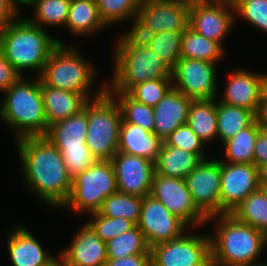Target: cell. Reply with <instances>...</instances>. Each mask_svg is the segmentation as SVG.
Instances as JSON below:
<instances>
[{
  "label": "cell",
  "mask_w": 267,
  "mask_h": 266,
  "mask_svg": "<svg viewBox=\"0 0 267 266\" xmlns=\"http://www.w3.org/2000/svg\"><path fill=\"white\" fill-rule=\"evenodd\" d=\"M217 64L180 58L171 69L173 88L191 100H208L218 96ZM218 81V82H217Z\"/></svg>",
  "instance_id": "obj_11"
},
{
  "label": "cell",
  "mask_w": 267,
  "mask_h": 266,
  "mask_svg": "<svg viewBox=\"0 0 267 266\" xmlns=\"http://www.w3.org/2000/svg\"><path fill=\"white\" fill-rule=\"evenodd\" d=\"M141 39L172 69L181 58L182 33L163 31L152 35H133Z\"/></svg>",
  "instance_id": "obj_33"
},
{
  "label": "cell",
  "mask_w": 267,
  "mask_h": 266,
  "mask_svg": "<svg viewBox=\"0 0 267 266\" xmlns=\"http://www.w3.org/2000/svg\"><path fill=\"white\" fill-rule=\"evenodd\" d=\"M105 27L109 28L101 19L96 0H71L64 29L72 36H93Z\"/></svg>",
  "instance_id": "obj_25"
},
{
  "label": "cell",
  "mask_w": 267,
  "mask_h": 266,
  "mask_svg": "<svg viewBox=\"0 0 267 266\" xmlns=\"http://www.w3.org/2000/svg\"><path fill=\"white\" fill-rule=\"evenodd\" d=\"M90 62L74 45L59 44L50 54L38 77L48 86L80 93L90 100L100 96L106 90L107 83L102 80L97 91L91 88L97 75L96 68ZM92 90L97 93H92Z\"/></svg>",
  "instance_id": "obj_6"
},
{
  "label": "cell",
  "mask_w": 267,
  "mask_h": 266,
  "mask_svg": "<svg viewBox=\"0 0 267 266\" xmlns=\"http://www.w3.org/2000/svg\"><path fill=\"white\" fill-rule=\"evenodd\" d=\"M260 180H267V163L260 168Z\"/></svg>",
  "instance_id": "obj_50"
},
{
  "label": "cell",
  "mask_w": 267,
  "mask_h": 266,
  "mask_svg": "<svg viewBox=\"0 0 267 266\" xmlns=\"http://www.w3.org/2000/svg\"><path fill=\"white\" fill-rule=\"evenodd\" d=\"M14 143L27 190L49 206L61 209L72 187L61 152L46 136L23 137Z\"/></svg>",
  "instance_id": "obj_1"
},
{
  "label": "cell",
  "mask_w": 267,
  "mask_h": 266,
  "mask_svg": "<svg viewBox=\"0 0 267 266\" xmlns=\"http://www.w3.org/2000/svg\"><path fill=\"white\" fill-rule=\"evenodd\" d=\"M121 123L119 105L107 90L88 100L86 145L96 160H111L117 153Z\"/></svg>",
  "instance_id": "obj_7"
},
{
  "label": "cell",
  "mask_w": 267,
  "mask_h": 266,
  "mask_svg": "<svg viewBox=\"0 0 267 266\" xmlns=\"http://www.w3.org/2000/svg\"><path fill=\"white\" fill-rule=\"evenodd\" d=\"M144 234L137 225L106 242L107 259H120L135 254H151Z\"/></svg>",
  "instance_id": "obj_34"
},
{
  "label": "cell",
  "mask_w": 267,
  "mask_h": 266,
  "mask_svg": "<svg viewBox=\"0 0 267 266\" xmlns=\"http://www.w3.org/2000/svg\"><path fill=\"white\" fill-rule=\"evenodd\" d=\"M234 6L229 1H201L190 6L189 28L197 34L218 42L224 40L236 25Z\"/></svg>",
  "instance_id": "obj_14"
},
{
  "label": "cell",
  "mask_w": 267,
  "mask_h": 266,
  "mask_svg": "<svg viewBox=\"0 0 267 266\" xmlns=\"http://www.w3.org/2000/svg\"><path fill=\"white\" fill-rule=\"evenodd\" d=\"M265 261L262 260V261H259V262H256V263H252L250 265H245V266H267V260H265Z\"/></svg>",
  "instance_id": "obj_53"
},
{
  "label": "cell",
  "mask_w": 267,
  "mask_h": 266,
  "mask_svg": "<svg viewBox=\"0 0 267 266\" xmlns=\"http://www.w3.org/2000/svg\"><path fill=\"white\" fill-rule=\"evenodd\" d=\"M117 191L111 160H96L87 170L72 178L69 198L60 210L89 215L98 212L105 198Z\"/></svg>",
  "instance_id": "obj_8"
},
{
  "label": "cell",
  "mask_w": 267,
  "mask_h": 266,
  "mask_svg": "<svg viewBox=\"0 0 267 266\" xmlns=\"http://www.w3.org/2000/svg\"><path fill=\"white\" fill-rule=\"evenodd\" d=\"M260 187V169L254 164L221 161L220 214L231 213Z\"/></svg>",
  "instance_id": "obj_16"
},
{
  "label": "cell",
  "mask_w": 267,
  "mask_h": 266,
  "mask_svg": "<svg viewBox=\"0 0 267 266\" xmlns=\"http://www.w3.org/2000/svg\"><path fill=\"white\" fill-rule=\"evenodd\" d=\"M201 1H229V2H233V0H200Z\"/></svg>",
  "instance_id": "obj_55"
},
{
  "label": "cell",
  "mask_w": 267,
  "mask_h": 266,
  "mask_svg": "<svg viewBox=\"0 0 267 266\" xmlns=\"http://www.w3.org/2000/svg\"><path fill=\"white\" fill-rule=\"evenodd\" d=\"M256 120L255 114L242 107L231 106L217 100V139L219 143L231 139Z\"/></svg>",
  "instance_id": "obj_28"
},
{
  "label": "cell",
  "mask_w": 267,
  "mask_h": 266,
  "mask_svg": "<svg viewBox=\"0 0 267 266\" xmlns=\"http://www.w3.org/2000/svg\"><path fill=\"white\" fill-rule=\"evenodd\" d=\"M22 75L0 52V93L6 91L12 86Z\"/></svg>",
  "instance_id": "obj_43"
},
{
  "label": "cell",
  "mask_w": 267,
  "mask_h": 266,
  "mask_svg": "<svg viewBox=\"0 0 267 266\" xmlns=\"http://www.w3.org/2000/svg\"><path fill=\"white\" fill-rule=\"evenodd\" d=\"M234 16L267 33V0H233Z\"/></svg>",
  "instance_id": "obj_40"
},
{
  "label": "cell",
  "mask_w": 267,
  "mask_h": 266,
  "mask_svg": "<svg viewBox=\"0 0 267 266\" xmlns=\"http://www.w3.org/2000/svg\"><path fill=\"white\" fill-rule=\"evenodd\" d=\"M9 232L6 250L12 266H46L55 258L23 224Z\"/></svg>",
  "instance_id": "obj_20"
},
{
  "label": "cell",
  "mask_w": 267,
  "mask_h": 266,
  "mask_svg": "<svg viewBox=\"0 0 267 266\" xmlns=\"http://www.w3.org/2000/svg\"><path fill=\"white\" fill-rule=\"evenodd\" d=\"M68 247L59 250L68 266H104L107 261L106 242L92 227L83 223Z\"/></svg>",
  "instance_id": "obj_19"
},
{
  "label": "cell",
  "mask_w": 267,
  "mask_h": 266,
  "mask_svg": "<svg viewBox=\"0 0 267 266\" xmlns=\"http://www.w3.org/2000/svg\"><path fill=\"white\" fill-rule=\"evenodd\" d=\"M201 161L195 153L168 146L163 142L155 171L162 176L184 179Z\"/></svg>",
  "instance_id": "obj_27"
},
{
  "label": "cell",
  "mask_w": 267,
  "mask_h": 266,
  "mask_svg": "<svg viewBox=\"0 0 267 266\" xmlns=\"http://www.w3.org/2000/svg\"><path fill=\"white\" fill-rule=\"evenodd\" d=\"M190 6L170 0H142L132 35H152L163 31L184 33L189 28Z\"/></svg>",
  "instance_id": "obj_9"
},
{
  "label": "cell",
  "mask_w": 267,
  "mask_h": 266,
  "mask_svg": "<svg viewBox=\"0 0 267 266\" xmlns=\"http://www.w3.org/2000/svg\"><path fill=\"white\" fill-rule=\"evenodd\" d=\"M226 51L218 42L197 34L191 28L182 33L181 58L218 64L227 55Z\"/></svg>",
  "instance_id": "obj_30"
},
{
  "label": "cell",
  "mask_w": 267,
  "mask_h": 266,
  "mask_svg": "<svg viewBox=\"0 0 267 266\" xmlns=\"http://www.w3.org/2000/svg\"><path fill=\"white\" fill-rule=\"evenodd\" d=\"M11 0H0V30L22 14Z\"/></svg>",
  "instance_id": "obj_46"
},
{
  "label": "cell",
  "mask_w": 267,
  "mask_h": 266,
  "mask_svg": "<svg viewBox=\"0 0 267 266\" xmlns=\"http://www.w3.org/2000/svg\"><path fill=\"white\" fill-rule=\"evenodd\" d=\"M150 251L152 266H212L208 232L196 235L188 231L180 238L151 247Z\"/></svg>",
  "instance_id": "obj_10"
},
{
  "label": "cell",
  "mask_w": 267,
  "mask_h": 266,
  "mask_svg": "<svg viewBox=\"0 0 267 266\" xmlns=\"http://www.w3.org/2000/svg\"><path fill=\"white\" fill-rule=\"evenodd\" d=\"M104 266H152L151 254H135L120 259H107Z\"/></svg>",
  "instance_id": "obj_44"
},
{
  "label": "cell",
  "mask_w": 267,
  "mask_h": 266,
  "mask_svg": "<svg viewBox=\"0 0 267 266\" xmlns=\"http://www.w3.org/2000/svg\"><path fill=\"white\" fill-rule=\"evenodd\" d=\"M264 91L267 93V73H265V90Z\"/></svg>",
  "instance_id": "obj_54"
},
{
  "label": "cell",
  "mask_w": 267,
  "mask_h": 266,
  "mask_svg": "<svg viewBox=\"0 0 267 266\" xmlns=\"http://www.w3.org/2000/svg\"><path fill=\"white\" fill-rule=\"evenodd\" d=\"M172 87L171 78H158L137 84L127 93L142 104L155 107Z\"/></svg>",
  "instance_id": "obj_38"
},
{
  "label": "cell",
  "mask_w": 267,
  "mask_h": 266,
  "mask_svg": "<svg viewBox=\"0 0 267 266\" xmlns=\"http://www.w3.org/2000/svg\"><path fill=\"white\" fill-rule=\"evenodd\" d=\"M267 163V131L261 130L255 140L253 164L261 168Z\"/></svg>",
  "instance_id": "obj_45"
},
{
  "label": "cell",
  "mask_w": 267,
  "mask_h": 266,
  "mask_svg": "<svg viewBox=\"0 0 267 266\" xmlns=\"http://www.w3.org/2000/svg\"><path fill=\"white\" fill-rule=\"evenodd\" d=\"M70 2L71 0H32L27 6H31L33 14L26 18L43 29L46 26L63 28L66 25Z\"/></svg>",
  "instance_id": "obj_31"
},
{
  "label": "cell",
  "mask_w": 267,
  "mask_h": 266,
  "mask_svg": "<svg viewBox=\"0 0 267 266\" xmlns=\"http://www.w3.org/2000/svg\"><path fill=\"white\" fill-rule=\"evenodd\" d=\"M227 78L222 94L217 100L231 106L242 107L255 115L265 90V72H254L243 68H234ZM224 93V94H223ZM220 97V98H219Z\"/></svg>",
  "instance_id": "obj_18"
},
{
  "label": "cell",
  "mask_w": 267,
  "mask_h": 266,
  "mask_svg": "<svg viewBox=\"0 0 267 266\" xmlns=\"http://www.w3.org/2000/svg\"><path fill=\"white\" fill-rule=\"evenodd\" d=\"M114 44L113 74L106 83L108 92L127 93L132 87L148 80L171 78V69L141 39L128 30Z\"/></svg>",
  "instance_id": "obj_2"
},
{
  "label": "cell",
  "mask_w": 267,
  "mask_h": 266,
  "mask_svg": "<svg viewBox=\"0 0 267 266\" xmlns=\"http://www.w3.org/2000/svg\"><path fill=\"white\" fill-rule=\"evenodd\" d=\"M255 116L261 129L267 131V93L265 91L261 96Z\"/></svg>",
  "instance_id": "obj_47"
},
{
  "label": "cell",
  "mask_w": 267,
  "mask_h": 266,
  "mask_svg": "<svg viewBox=\"0 0 267 266\" xmlns=\"http://www.w3.org/2000/svg\"><path fill=\"white\" fill-rule=\"evenodd\" d=\"M197 208L208 218L220 215L221 161L209 157L202 160L185 178Z\"/></svg>",
  "instance_id": "obj_13"
},
{
  "label": "cell",
  "mask_w": 267,
  "mask_h": 266,
  "mask_svg": "<svg viewBox=\"0 0 267 266\" xmlns=\"http://www.w3.org/2000/svg\"><path fill=\"white\" fill-rule=\"evenodd\" d=\"M259 188L262 190V192L267 197V180H260V187Z\"/></svg>",
  "instance_id": "obj_51"
},
{
  "label": "cell",
  "mask_w": 267,
  "mask_h": 266,
  "mask_svg": "<svg viewBox=\"0 0 267 266\" xmlns=\"http://www.w3.org/2000/svg\"><path fill=\"white\" fill-rule=\"evenodd\" d=\"M44 113L48 127L80 112L88 101L80 93L48 86L40 81Z\"/></svg>",
  "instance_id": "obj_23"
},
{
  "label": "cell",
  "mask_w": 267,
  "mask_h": 266,
  "mask_svg": "<svg viewBox=\"0 0 267 266\" xmlns=\"http://www.w3.org/2000/svg\"><path fill=\"white\" fill-rule=\"evenodd\" d=\"M87 127L88 101L77 114L51 124L45 136L55 147L81 146L86 144Z\"/></svg>",
  "instance_id": "obj_24"
},
{
  "label": "cell",
  "mask_w": 267,
  "mask_h": 266,
  "mask_svg": "<svg viewBox=\"0 0 267 266\" xmlns=\"http://www.w3.org/2000/svg\"><path fill=\"white\" fill-rule=\"evenodd\" d=\"M117 101L122 114V123H133L154 133L153 107L133 99L128 93L109 92Z\"/></svg>",
  "instance_id": "obj_36"
},
{
  "label": "cell",
  "mask_w": 267,
  "mask_h": 266,
  "mask_svg": "<svg viewBox=\"0 0 267 266\" xmlns=\"http://www.w3.org/2000/svg\"><path fill=\"white\" fill-rule=\"evenodd\" d=\"M118 192L145 197L149 195L155 163L139 156L117 151L111 159Z\"/></svg>",
  "instance_id": "obj_17"
},
{
  "label": "cell",
  "mask_w": 267,
  "mask_h": 266,
  "mask_svg": "<svg viewBox=\"0 0 267 266\" xmlns=\"http://www.w3.org/2000/svg\"><path fill=\"white\" fill-rule=\"evenodd\" d=\"M56 148L61 152L63 161L72 178L87 170L96 161L86 144Z\"/></svg>",
  "instance_id": "obj_42"
},
{
  "label": "cell",
  "mask_w": 267,
  "mask_h": 266,
  "mask_svg": "<svg viewBox=\"0 0 267 266\" xmlns=\"http://www.w3.org/2000/svg\"><path fill=\"white\" fill-rule=\"evenodd\" d=\"M143 197L137 195L116 192L105 198L101 209L98 211L102 216L113 218H125L137 225Z\"/></svg>",
  "instance_id": "obj_35"
},
{
  "label": "cell",
  "mask_w": 267,
  "mask_h": 266,
  "mask_svg": "<svg viewBox=\"0 0 267 266\" xmlns=\"http://www.w3.org/2000/svg\"><path fill=\"white\" fill-rule=\"evenodd\" d=\"M191 102L172 87L153 107L154 133L164 141L175 129L186 124Z\"/></svg>",
  "instance_id": "obj_21"
},
{
  "label": "cell",
  "mask_w": 267,
  "mask_h": 266,
  "mask_svg": "<svg viewBox=\"0 0 267 266\" xmlns=\"http://www.w3.org/2000/svg\"><path fill=\"white\" fill-rule=\"evenodd\" d=\"M215 224L211 231L212 266H245L260 260L266 246L265 234L240 222L230 213L208 217Z\"/></svg>",
  "instance_id": "obj_3"
},
{
  "label": "cell",
  "mask_w": 267,
  "mask_h": 266,
  "mask_svg": "<svg viewBox=\"0 0 267 266\" xmlns=\"http://www.w3.org/2000/svg\"><path fill=\"white\" fill-rule=\"evenodd\" d=\"M137 226L149 247L180 238L190 228L152 195L143 197Z\"/></svg>",
  "instance_id": "obj_15"
},
{
  "label": "cell",
  "mask_w": 267,
  "mask_h": 266,
  "mask_svg": "<svg viewBox=\"0 0 267 266\" xmlns=\"http://www.w3.org/2000/svg\"><path fill=\"white\" fill-rule=\"evenodd\" d=\"M230 214L267 234V197L260 188L248 195Z\"/></svg>",
  "instance_id": "obj_32"
},
{
  "label": "cell",
  "mask_w": 267,
  "mask_h": 266,
  "mask_svg": "<svg viewBox=\"0 0 267 266\" xmlns=\"http://www.w3.org/2000/svg\"><path fill=\"white\" fill-rule=\"evenodd\" d=\"M187 125L207 144H214L217 139V98L192 100L189 108Z\"/></svg>",
  "instance_id": "obj_26"
},
{
  "label": "cell",
  "mask_w": 267,
  "mask_h": 266,
  "mask_svg": "<svg viewBox=\"0 0 267 266\" xmlns=\"http://www.w3.org/2000/svg\"><path fill=\"white\" fill-rule=\"evenodd\" d=\"M261 130L255 120L249 127L238 132L222 144L224 156L222 155V159L219 160L226 163L253 164L254 144Z\"/></svg>",
  "instance_id": "obj_29"
},
{
  "label": "cell",
  "mask_w": 267,
  "mask_h": 266,
  "mask_svg": "<svg viewBox=\"0 0 267 266\" xmlns=\"http://www.w3.org/2000/svg\"><path fill=\"white\" fill-rule=\"evenodd\" d=\"M19 10H21L20 7H27V5L32 1V0H11Z\"/></svg>",
  "instance_id": "obj_49"
},
{
  "label": "cell",
  "mask_w": 267,
  "mask_h": 266,
  "mask_svg": "<svg viewBox=\"0 0 267 266\" xmlns=\"http://www.w3.org/2000/svg\"><path fill=\"white\" fill-rule=\"evenodd\" d=\"M265 242H266V246H267V234H265Z\"/></svg>",
  "instance_id": "obj_56"
},
{
  "label": "cell",
  "mask_w": 267,
  "mask_h": 266,
  "mask_svg": "<svg viewBox=\"0 0 267 266\" xmlns=\"http://www.w3.org/2000/svg\"><path fill=\"white\" fill-rule=\"evenodd\" d=\"M21 76L4 91L0 104V121L13 132L14 140L29 136H45L48 131L44 113L40 79Z\"/></svg>",
  "instance_id": "obj_5"
},
{
  "label": "cell",
  "mask_w": 267,
  "mask_h": 266,
  "mask_svg": "<svg viewBox=\"0 0 267 266\" xmlns=\"http://www.w3.org/2000/svg\"><path fill=\"white\" fill-rule=\"evenodd\" d=\"M46 30L22 15L0 30V52L22 76L30 69L38 77L52 51L59 44H65Z\"/></svg>",
  "instance_id": "obj_4"
},
{
  "label": "cell",
  "mask_w": 267,
  "mask_h": 266,
  "mask_svg": "<svg viewBox=\"0 0 267 266\" xmlns=\"http://www.w3.org/2000/svg\"><path fill=\"white\" fill-rule=\"evenodd\" d=\"M150 195L159 200L190 229L205 226L208 218L194 204L184 179L162 176L155 172Z\"/></svg>",
  "instance_id": "obj_12"
},
{
  "label": "cell",
  "mask_w": 267,
  "mask_h": 266,
  "mask_svg": "<svg viewBox=\"0 0 267 266\" xmlns=\"http://www.w3.org/2000/svg\"><path fill=\"white\" fill-rule=\"evenodd\" d=\"M170 1H177V2H180V3H184V4H187L189 6L197 3V2H200V0H170Z\"/></svg>",
  "instance_id": "obj_52"
},
{
  "label": "cell",
  "mask_w": 267,
  "mask_h": 266,
  "mask_svg": "<svg viewBox=\"0 0 267 266\" xmlns=\"http://www.w3.org/2000/svg\"><path fill=\"white\" fill-rule=\"evenodd\" d=\"M46 266H68L65 259L59 254L56 255Z\"/></svg>",
  "instance_id": "obj_48"
},
{
  "label": "cell",
  "mask_w": 267,
  "mask_h": 266,
  "mask_svg": "<svg viewBox=\"0 0 267 266\" xmlns=\"http://www.w3.org/2000/svg\"><path fill=\"white\" fill-rule=\"evenodd\" d=\"M163 142L168 146L195 153L201 160L209 158L203 149L204 147L206 149L207 146L187 123L175 129Z\"/></svg>",
  "instance_id": "obj_41"
},
{
  "label": "cell",
  "mask_w": 267,
  "mask_h": 266,
  "mask_svg": "<svg viewBox=\"0 0 267 266\" xmlns=\"http://www.w3.org/2000/svg\"><path fill=\"white\" fill-rule=\"evenodd\" d=\"M88 216L90 217L86 222L104 242L114 239L135 226L128 219L102 216L99 212L91 213Z\"/></svg>",
  "instance_id": "obj_39"
},
{
  "label": "cell",
  "mask_w": 267,
  "mask_h": 266,
  "mask_svg": "<svg viewBox=\"0 0 267 266\" xmlns=\"http://www.w3.org/2000/svg\"><path fill=\"white\" fill-rule=\"evenodd\" d=\"M163 140L155 133L133 123H121L118 151L156 163Z\"/></svg>",
  "instance_id": "obj_22"
},
{
  "label": "cell",
  "mask_w": 267,
  "mask_h": 266,
  "mask_svg": "<svg viewBox=\"0 0 267 266\" xmlns=\"http://www.w3.org/2000/svg\"><path fill=\"white\" fill-rule=\"evenodd\" d=\"M98 11L104 23L110 27L131 20L133 27L142 0H96Z\"/></svg>",
  "instance_id": "obj_37"
}]
</instances>
